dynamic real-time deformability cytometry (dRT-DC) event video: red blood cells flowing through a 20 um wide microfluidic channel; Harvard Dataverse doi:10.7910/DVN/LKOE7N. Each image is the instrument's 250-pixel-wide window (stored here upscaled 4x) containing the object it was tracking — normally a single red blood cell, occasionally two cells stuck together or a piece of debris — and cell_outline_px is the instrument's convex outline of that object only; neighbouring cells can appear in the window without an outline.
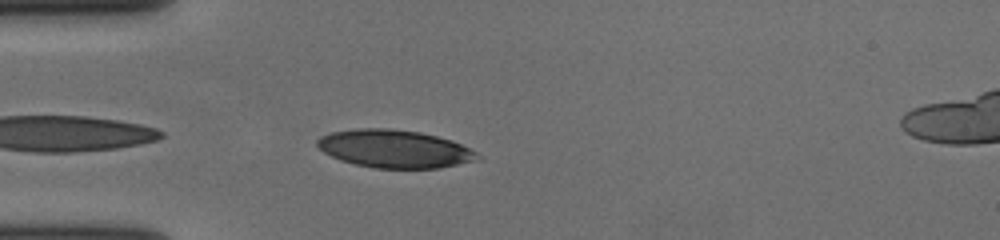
{"species": "human", "species_latin": "Homo sapiens", "temperature_condition": "cold", "stored_images_in_passage": 42, "camera_frame_rate_fps": 3000, "um_per_image_px": 0.085, "donor": {"sex": "female"}, "frame": {"image": 1, "passage_image": 2, "time_ms": 0.333, "image_size_px": [1000, 240], "cell_outline_px": [[480, 160], [440, 168], [372, 168], [340, 160], [324, 152], [316, 144], [316, 140], [320, 136], [332, 132], [356, 128], [388, 128], [420, 132], [452, 140], [476, 152], [480, 156]], "centroid_in_image_um": [33.54, 12.65], "position_along_channel_um": 51.5, "area_um2": 35.43}}
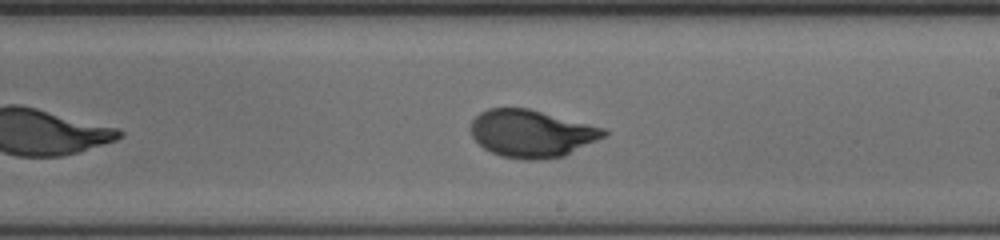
{"frame": {"image": 2, "passage_image": 19, "time_ms": 6.0, "image_size_px": [1000, 240], "cell_outline_px": [[608, 132], [604, 136], [564, 156], [544, 160], [524, 160], [500, 156], [484, 148], [472, 136], [472, 120], [480, 112], [488, 108], [528, 108], [604, 128]], "centroid_in_image_um": [45.17, 11.36], "position_along_channel_um": 243.8, "area_um2": 36.47}}
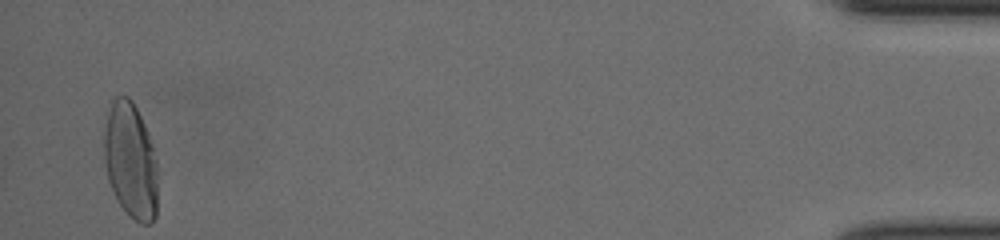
{"frame": {"image": 3, "passage_image": 41, "time_ms": 13.333, "image_size_px": [1000, 240], "cell_outline_px": [[156, 216], [152, 224], [140, 224], [116, 200], [112, 192], [108, 180], [104, 160], [104, 128], [108, 100], [116, 96], [128, 96], [132, 100], [144, 124], [156, 160]], "centroid_in_image_um": [11.05, 13.61], "position_along_channel_um": 424.1, "area_um2": 36.36}, "authors_computed_cell_mechanics": {"area_um2": 36.3273, "velocity_mm_per_s": 3.6173, "shape_relaxation_time_tau1_ms": 3.2576, "shape_relaxation_time_tau2_ms": null, "deformation_change_tau1": 0.1857, "deformation_change_tau2": null}}